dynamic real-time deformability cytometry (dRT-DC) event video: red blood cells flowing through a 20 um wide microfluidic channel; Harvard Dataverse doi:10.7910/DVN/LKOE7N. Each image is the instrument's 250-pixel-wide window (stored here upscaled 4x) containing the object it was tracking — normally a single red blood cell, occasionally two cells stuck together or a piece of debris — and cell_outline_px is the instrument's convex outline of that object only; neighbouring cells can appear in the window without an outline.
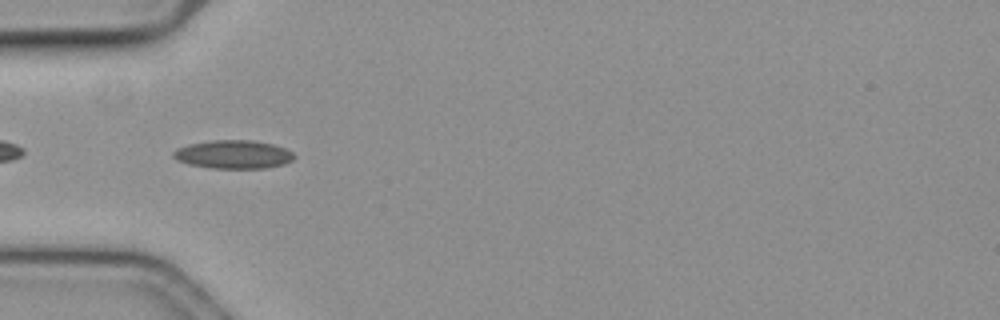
{"species": "common noctule bat (a hibernating species)", "species_latin": "Nyctalus noctula", "temperature_condition": "cold", "stored_images_in_passage": 33, "camera_frame_rate_fps": 3000, "um_per_image_px": 0.085, "animal": {"sex": "female", "body_mass_g": 19.3, "forearm_length_mm": 54.1}, "frame": {"image": 1, "passage_image": 2, "time_ms": 0.333, "image_size_px": [1000, 320], "cell_outline_px": [[296, 156], [292, 160], [284, 164], [264, 168], [208, 168], [188, 164], [176, 160], [172, 156], [172, 152], [176, 148], [188, 144], [212, 140], [252, 140], [272, 144], [284, 148], [292, 152]], "centroid_in_image_um": [19.79, 13.12], "position_along_channel_um": 65.2, "area_um2": 20.11}}
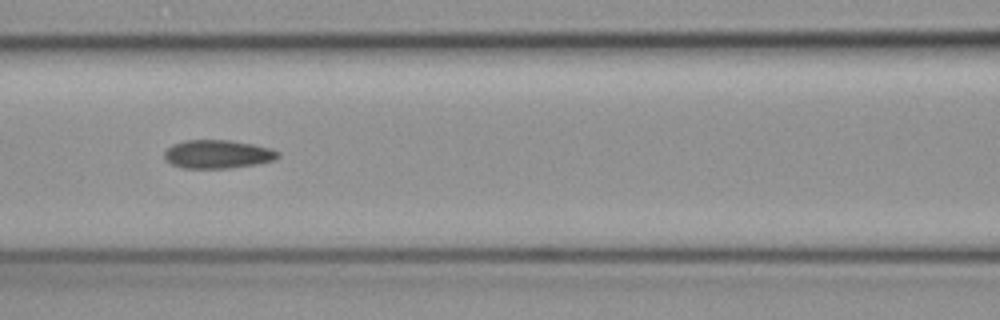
{"frame": {"image": 2, "passage_image": 9, "time_ms": 2.667, "image_size_px": [1000, 320], "cell_outline_px": [[280, 156], [272, 160], [256, 164], [228, 168], [180, 168], [172, 164], [164, 156], [164, 152], [172, 144], [184, 140], [228, 140], [252, 144], [272, 148], [280, 152]], "centroid_in_image_um": [18.5, 13.1], "position_along_channel_um": 148.1, "area_um2": 18.79}}
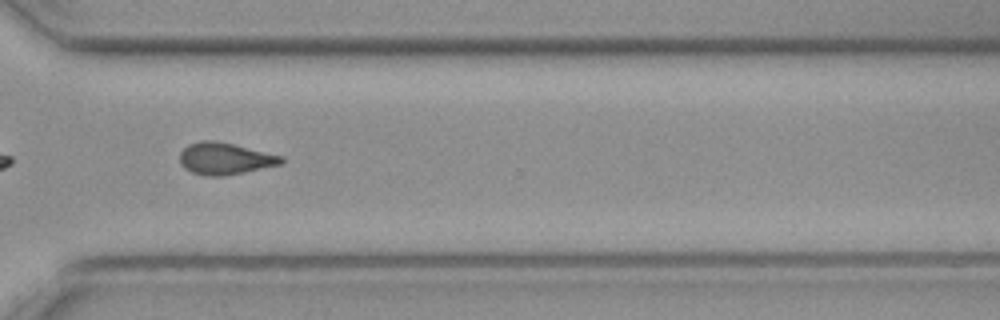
{"frame": {"image": 3, "passage_image": 26, "time_ms": 8.333, "image_size_px": [1000, 320], "cell_outline_px": [[284, 164], [224, 176], [208, 176], [192, 172], [184, 168], [180, 164], [180, 152], [188, 144], [200, 140], [212, 140], [232, 144], [284, 156]], "centroid_in_image_um": [19.13, 13.48], "position_along_channel_um": 351.5, "area_um2": 18.9}, "authors_computed_cell_mechanics": {"area_um2": 18.6694, "velocity_mm_per_s": 3.591, "shape_relaxation_time_tau1_ms": 8.6807, "shape_relaxation_time_tau2_ms": 3.0681, "deformation_change_tau1": 0.1684, "deformation_change_tau2": 0.1015}}